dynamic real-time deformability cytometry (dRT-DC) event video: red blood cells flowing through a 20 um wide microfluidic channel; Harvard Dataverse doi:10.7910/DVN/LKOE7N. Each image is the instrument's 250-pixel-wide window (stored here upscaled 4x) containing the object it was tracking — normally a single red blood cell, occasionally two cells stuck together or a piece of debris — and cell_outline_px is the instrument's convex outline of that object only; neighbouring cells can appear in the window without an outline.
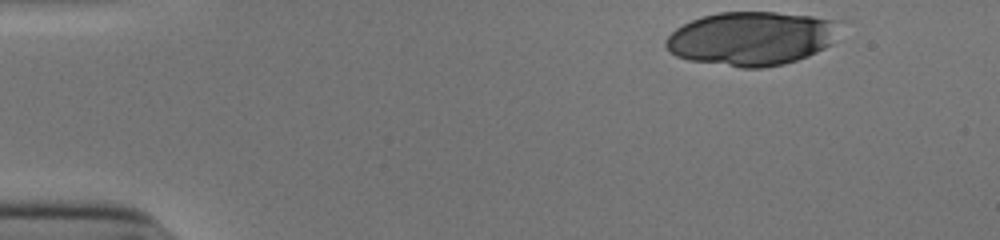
{"species": "human", "species_latin": "Homo sapiens", "temperature_condition": "cold", "stored_images_in_passage": 37, "camera_frame_rate_fps": 3000, "um_per_image_px": 0.085, "donor": {"sex": "male"}, "frame": {"image": 1, "passage_image": 1, "time_ms": 0.0, "image_size_px": [1000, 240], "cell_outline_px": [[848, 20], [832, 44], [808, 56], [784, 64], [764, 68], [740, 68], [688, 60], [676, 56], [668, 52], [664, 44], [664, 40], [676, 28], [692, 20], [704, 16], [720, 12], [776, 12]], "centroid_in_image_um": [63.96, 3.26], "position_along_channel_um": 21.0, "area_um2": 55.6}}
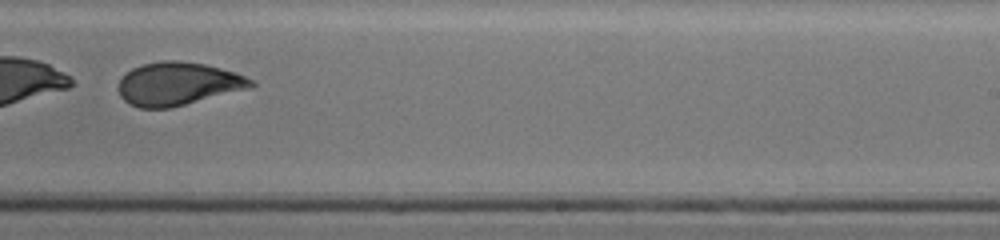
{"frame": {"image": 2, "passage_image": 29, "time_ms": 9.333, "image_size_px": [1000, 240], "cell_outline_px": [[256, 84], [252, 88], [168, 108], [140, 108], [124, 100], [120, 96], [120, 80], [132, 68], [144, 64], [164, 60], [180, 60], [204, 64], [220, 68], [244, 76], [252, 80]], "centroid_in_image_um": [15.15, 7.12], "position_along_channel_um": 273.8, "area_um2": 32.89}}
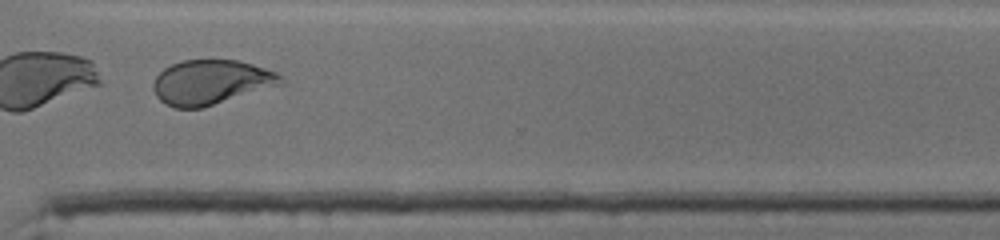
{"frame": {"image": 3, "passage_image": 35, "time_ms": 11.333, "image_size_px": [1000, 240], "cell_outline_px": [[284, 84], [204, 108], [172, 108], [164, 104], [156, 96], [152, 88], [152, 84], [156, 76], [164, 68], [180, 60], [236, 60], [252, 64], [276, 72], [284, 76]], "centroid_in_image_um": [17.94, 7.0], "position_along_channel_um": 352.7, "area_um2": 33.64}, "authors_computed_cell_mechanics": {"area_um2": 34.2754, "velocity_mm_per_s": 3.907, "shape_relaxation_time_tau1_ms": 0.7763, "shape_relaxation_time_tau2_ms": 1.6155, "deformation_change_tau1": 0.2907, "deformation_change_tau2": 0.0813}}